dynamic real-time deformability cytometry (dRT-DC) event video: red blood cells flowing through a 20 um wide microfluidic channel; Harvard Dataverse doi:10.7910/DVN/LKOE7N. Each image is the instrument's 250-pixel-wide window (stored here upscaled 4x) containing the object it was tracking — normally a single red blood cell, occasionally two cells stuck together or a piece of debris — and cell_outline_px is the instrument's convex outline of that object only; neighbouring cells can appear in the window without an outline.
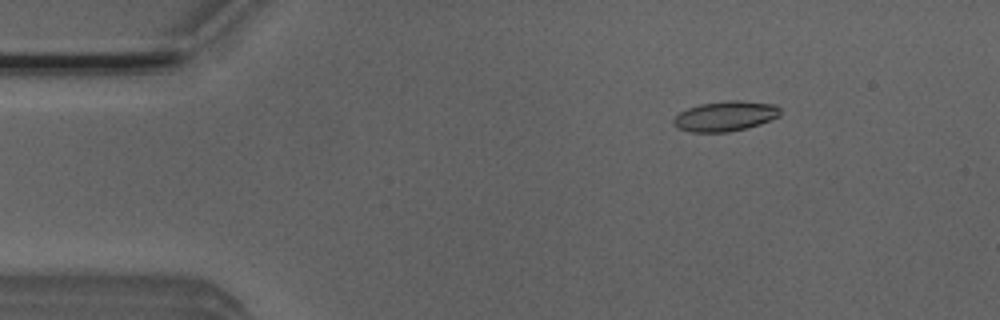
{"species": "Egyptian fruit bat (a non-hibernating species)", "species_latin": "Rousettus aegyptiacus", "temperature_condition": "room temperature", "stored_images_in_passage": 5, "camera_frame_rate_fps": 3000, "um_per_image_px": 0.085, "animal": {"sex": "male"}, "frame": {"image": 1, "passage_image": 3, "time_ms": 0.667, "image_size_px": [1000, 320], "cell_outline_px": [[780, 116], [760, 124], [728, 132], [692, 132], [680, 128], [672, 124], [672, 120], [680, 112], [688, 108], [700, 104], [728, 100], [736, 100], [776, 104], [780, 108]], "centroid_in_image_um": [61.66, 9.86], "position_along_channel_um": 23.3, "area_um2": 18.61}}